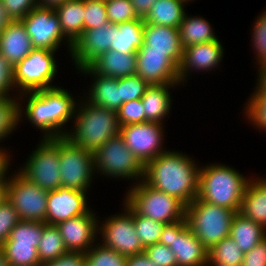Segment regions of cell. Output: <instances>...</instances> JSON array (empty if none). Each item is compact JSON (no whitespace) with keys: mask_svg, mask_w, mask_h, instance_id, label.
<instances>
[{"mask_svg":"<svg viewBox=\"0 0 266 266\" xmlns=\"http://www.w3.org/2000/svg\"><path fill=\"white\" fill-rule=\"evenodd\" d=\"M199 172L200 168L192 158L168 150L144 166L143 180L187 206L198 196Z\"/></svg>","mask_w":266,"mask_h":266,"instance_id":"obj_1","label":"cell"},{"mask_svg":"<svg viewBox=\"0 0 266 266\" xmlns=\"http://www.w3.org/2000/svg\"><path fill=\"white\" fill-rule=\"evenodd\" d=\"M27 94V104L23 111L21 109L22 104H19V121L25 114L29 122L44 132L43 138L64 137L66 133L63 126L72 117L74 118L77 106L71 93L56 86L50 89L22 93L18 99L24 98V95ZM63 130L64 132H62Z\"/></svg>","mask_w":266,"mask_h":266,"instance_id":"obj_2","label":"cell"},{"mask_svg":"<svg viewBox=\"0 0 266 266\" xmlns=\"http://www.w3.org/2000/svg\"><path fill=\"white\" fill-rule=\"evenodd\" d=\"M85 101L81 106H76L74 130L66 131L64 137L74 145L94 153L110 138L119 134L120 124L116 111Z\"/></svg>","mask_w":266,"mask_h":266,"instance_id":"obj_3","label":"cell"},{"mask_svg":"<svg viewBox=\"0 0 266 266\" xmlns=\"http://www.w3.org/2000/svg\"><path fill=\"white\" fill-rule=\"evenodd\" d=\"M250 179L232 167L210 164L200 168L198 198L208 203L239 212Z\"/></svg>","mask_w":266,"mask_h":266,"instance_id":"obj_4","label":"cell"},{"mask_svg":"<svg viewBox=\"0 0 266 266\" xmlns=\"http://www.w3.org/2000/svg\"><path fill=\"white\" fill-rule=\"evenodd\" d=\"M237 212L198 197L186 206L185 218L194 235L209 250L229 236L233 218Z\"/></svg>","mask_w":266,"mask_h":266,"instance_id":"obj_5","label":"cell"},{"mask_svg":"<svg viewBox=\"0 0 266 266\" xmlns=\"http://www.w3.org/2000/svg\"><path fill=\"white\" fill-rule=\"evenodd\" d=\"M139 182H134L133 188L125 194V201L139 215L164 224L185 219L186 206L180 200L155 189L144 180Z\"/></svg>","mask_w":266,"mask_h":266,"instance_id":"obj_6","label":"cell"},{"mask_svg":"<svg viewBox=\"0 0 266 266\" xmlns=\"http://www.w3.org/2000/svg\"><path fill=\"white\" fill-rule=\"evenodd\" d=\"M93 155L94 168L97 173L100 172L108 177H121L137 181L144 178V165L125 145L120 134L110 138Z\"/></svg>","mask_w":266,"mask_h":266,"instance_id":"obj_7","label":"cell"},{"mask_svg":"<svg viewBox=\"0 0 266 266\" xmlns=\"http://www.w3.org/2000/svg\"><path fill=\"white\" fill-rule=\"evenodd\" d=\"M59 167V137L42 138L19 173L43 190L53 191L61 186Z\"/></svg>","mask_w":266,"mask_h":266,"instance_id":"obj_8","label":"cell"},{"mask_svg":"<svg viewBox=\"0 0 266 266\" xmlns=\"http://www.w3.org/2000/svg\"><path fill=\"white\" fill-rule=\"evenodd\" d=\"M55 51L34 48L14 67V83L19 94L50 89L57 73Z\"/></svg>","mask_w":266,"mask_h":266,"instance_id":"obj_9","label":"cell"},{"mask_svg":"<svg viewBox=\"0 0 266 266\" xmlns=\"http://www.w3.org/2000/svg\"><path fill=\"white\" fill-rule=\"evenodd\" d=\"M61 186L87 192L95 174L92 152L59 137Z\"/></svg>","mask_w":266,"mask_h":266,"instance_id":"obj_10","label":"cell"},{"mask_svg":"<svg viewBox=\"0 0 266 266\" xmlns=\"http://www.w3.org/2000/svg\"><path fill=\"white\" fill-rule=\"evenodd\" d=\"M159 243L168 246L175 254L178 266H208V250L182 219L165 224Z\"/></svg>","mask_w":266,"mask_h":266,"instance_id":"obj_11","label":"cell"},{"mask_svg":"<svg viewBox=\"0 0 266 266\" xmlns=\"http://www.w3.org/2000/svg\"><path fill=\"white\" fill-rule=\"evenodd\" d=\"M16 173L8 177L7 199L21 220L45 222L48 191L33 184L19 172Z\"/></svg>","mask_w":266,"mask_h":266,"instance_id":"obj_12","label":"cell"},{"mask_svg":"<svg viewBox=\"0 0 266 266\" xmlns=\"http://www.w3.org/2000/svg\"><path fill=\"white\" fill-rule=\"evenodd\" d=\"M124 212L114 215L98 225L102 236V245L115 250L123 256L144 252V247L136 234L133 222V208L126 202Z\"/></svg>","mask_w":266,"mask_h":266,"instance_id":"obj_13","label":"cell"},{"mask_svg":"<svg viewBox=\"0 0 266 266\" xmlns=\"http://www.w3.org/2000/svg\"><path fill=\"white\" fill-rule=\"evenodd\" d=\"M21 21L35 48L57 51L64 38L71 53L73 44L65 38L54 8L37 5Z\"/></svg>","mask_w":266,"mask_h":266,"instance_id":"obj_14","label":"cell"},{"mask_svg":"<svg viewBox=\"0 0 266 266\" xmlns=\"http://www.w3.org/2000/svg\"><path fill=\"white\" fill-rule=\"evenodd\" d=\"M162 128H164L163 124L147 121L120 126L119 134L124 139L125 145L145 166L149 161L166 152L162 147L164 138Z\"/></svg>","mask_w":266,"mask_h":266,"instance_id":"obj_15","label":"cell"},{"mask_svg":"<svg viewBox=\"0 0 266 266\" xmlns=\"http://www.w3.org/2000/svg\"><path fill=\"white\" fill-rule=\"evenodd\" d=\"M86 193L88 192L62 186L48 191L45 223L57 225L59 222L87 214L90 207L87 205Z\"/></svg>","mask_w":266,"mask_h":266,"instance_id":"obj_16","label":"cell"},{"mask_svg":"<svg viewBox=\"0 0 266 266\" xmlns=\"http://www.w3.org/2000/svg\"><path fill=\"white\" fill-rule=\"evenodd\" d=\"M90 210L87 214L80 215L62 222L58 227L64 246L68 252L85 254L94 244L98 235V220Z\"/></svg>","mask_w":266,"mask_h":266,"instance_id":"obj_17","label":"cell"},{"mask_svg":"<svg viewBox=\"0 0 266 266\" xmlns=\"http://www.w3.org/2000/svg\"><path fill=\"white\" fill-rule=\"evenodd\" d=\"M113 24L107 23L100 28L83 31L81 36L74 42L71 57L76 68L88 66L101 54L110 50L113 43Z\"/></svg>","mask_w":266,"mask_h":266,"instance_id":"obj_18","label":"cell"},{"mask_svg":"<svg viewBox=\"0 0 266 266\" xmlns=\"http://www.w3.org/2000/svg\"><path fill=\"white\" fill-rule=\"evenodd\" d=\"M136 74L150 85L181 84L179 66L165 53L137 52Z\"/></svg>","mask_w":266,"mask_h":266,"instance_id":"obj_19","label":"cell"},{"mask_svg":"<svg viewBox=\"0 0 266 266\" xmlns=\"http://www.w3.org/2000/svg\"><path fill=\"white\" fill-rule=\"evenodd\" d=\"M143 46L137 52H157L167 54L178 66L181 63L183 47L179 28L145 24Z\"/></svg>","mask_w":266,"mask_h":266,"instance_id":"obj_20","label":"cell"},{"mask_svg":"<svg viewBox=\"0 0 266 266\" xmlns=\"http://www.w3.org/2000/svg\"><path fill=\"white\" fill-rule=\"evenodd\" d=\"M223 46L218 39L206 43L194 44L184 48L179 65V81L186 82L188 71H211L223 59ZM219 63V64H218ZM194 69V70H193Z\"/></svg>","mask_w":266,"mask_h":266,"instance_id":"obj_21","label":"cell"},{"mask_svg":"<svg viewBox=\"0 0 266 266\" xmlns=\"http://www.w3.org/2000/svg\"><path fill=\"white\" fill-rule=\"evenodd\" d=\"M34 48L21 20H12L0 34V53L14 67Z\"/></svg>","mask_w":266,"mask_h":266,"instance_id":"obj_22","label":"cell"},{"mask_svg":"<svg viewBox=\"0 0 266 266\" xmlns=\"http://www.w3.org/2000/svg\"><path fill=\"white\" fill-rule=\"evenodd\" d=\"M83 74L93 75L94 83L90 88L87 101L93 105L118 111L123 104L120 99V78H113L95 74L88 66L79 69ZM89 98V99H88Z\"/></svg>","mask_w":266,"mask_h":266,"instance_id":"obj_23","label":"cell"},{"mask_svg":"<svg viewBox=\"0 0 266 266\" xmlns=\"http://www.w3.org/2000/svg\"><path fill=\"white\" fill-rule=\"evenodd\" d=\"M88 67L101 76L122 78L136 74L137 58L135 53L109 50L92 61Z\"/></svg>","mask_w":266,"mask_h":266,"instance_id":"obj_24","label":"cell"},{"mask_svg":"<svg viewBox=\"0 0 266 266\" xmlns=\"http://www.w3.org/2000/svg\"><path fill=\"white\" fill-rule=\"evenodd\" d=\"M249 180L239 213L266 229V178Z\"/></svg>","mask_w":266,"mask_h":266,"instance_id":"obj_25","label":"cell"},{"mask_svg":"<svg viewBox=\"0 0 266 266\" xmlns=\"http://www.w3.org/2000/svg\"><path fill=\"white\" fill-rule=\"evenodd\" d=\"M179 84L150 85L141 98L145 112V122L163 124V119L169 114L172 99L169 88Z\"/></svg>","mask_w":266,"mask_h":266,"instance_id":"obj_26","label":"cell"},{"mask_svg":"<svg viewBox=\"0 0 266 266\" xmlns=\"http://www.w3.org/2000/svg\"><path fill=\"white\" fill-rule=\"evenodd\" d=\"M144 19L113 24L114 38L110 50L120 53H137L143 46Z\"/></svg>","mask_w":266,"mask_h":266,"instance_id":"obj_27","label":"cell"},{"mask_svg":"<svg viewBox=\"0 0 266 266\" xmlns=\"http://www.w3.org/2000/svg\"><path fill=\"white\" fill-rule=\"evenodd\" d=\"M54 10L64 36L74 44L84 31L85 0H69Z\"/></svg>","mask_w":266,"mask_h":266,"instance_id":"obj_28","label":"cell"},{"mask_svg":"<svg viewBox=\"0 0 266 266\" xmlns=\"http://www.w3.org/2000/svg\"><path fill=\"white\" fill-rule=\"evenodd\" d=\"M229 236L241 251L246 253L266 237V229L237 212L233 218Z\"/></svg>","mask_w":266,"mask_h":266,"instance_id":"obj_29","label":"cell"},{"mask_svg":"<svg viewBox=\"0 0 266 266\" xmlns=\"http://www.w3.org/2000/svg\"><path fill=\"white\" fill-rule=\"evenodd\" d=\"M184 4L181 0H157L145 16L144 23L179 28L186 14Z\"/></svg>","mask_w":266,"mask_h":266,"instance_id":"obj_30","label":"cell"},{"mask_svg":"<svg viewBox=\"0 0 266 266\" xmlns=\"http://www.w3.org/2000/svg\"><path fill=\"white\" fill-rule=\"evenodd\" d=\"M179 33L183 49L194 44L206 43L218 39L206 19L197 16L188 17L187 14H185L179 25Z\"/></svg>","mask_w":266,"mask_h":266,"instance_id":"obj_31","label":"cell"},{"mask_svg":"<svg viewBox=\"0 0 266 266\" xmlns=\"http://www.w3.org/2000/svg\"><path fill=\"white\" fill-rule=\"evenodd\" d=\"M243 258L244 253L236 242L228 236L208 250L207 264L212 266H241Z\"/></svg>","mask_w":266,"mask_h":266,"instance_id":"obj_32","label":"cell"},{"mask_svg":"<svg viewBox=\"0 0 266 266\" xmlns=\"http://www.w3.org/2000/svg\"><path fill=\"white\" fill-rule=\"evenodd\" d=\"M37 252L42 265L49 261H53L68 252L56 225L46 224L44 226Z\"/></svg>","mask_w":266,"mask_h":266,"instance_id":"obj_33","label":"cell"},{"mask_svg":"<svg viewBox=\"0 0 266 266\" xmlns=\"http://www.w3.org/2000/svg\"><path fill=\"white\" fill-rule=\"evenodd\" d=\"M45 222L20 220L11 230L10 236L5 243L34 245L38 248Z\"/></svg>","mask_w":266,"mask_h":266,"instance_id":"obj_34","label":"cell"},{"mask_svg":"<svg viewBox=\"0 0 266 266\" xmlns=\"http://www.w3.org/2000/svg\"><path fill=\"white\" fill-rule=\"evenodd\" d=\"M6 254L10 266H41L37 248L34 245L4 243L0 247Z\"/></svg>","mask_w":266,"mask_h":266,"instance_id":"obj_35","label":"cell"},{"mask_svg":"<svg viewBox=\"0 0 266 266\" xmlns=\"http://www.w3.org/2000/svg\"><path fill=\"white\" fill-rule=\"evenodd\" d=\"M97 245H93L84 254L85 266H126V256L101 243Z\"/></svg>","mask_w":266,"mask_h":266,"instance_id":"obj_36","label":"cell"},{"mask_svg":"<svg viewBox=\"0 0 266 266\" xmlns=\"http://www.w3.org/2000/svg\"><path fill=\"white\" fill-rule=\"evenodd\" d=\"M133 222L136 234L144 248L159 243L164 223L141 216L134 209Z\"/></svg>","mask_w":266,"mask_h":266,"instance_id":"obj_37","label":"cell"},{"mask_svg":"<svg viewBox=\"0 0 266 266\" xmlns=\"http://www.w3.org/2000/svg\"><path fill=\"white\" fill-rule=\"evenodd\" d=\"M19 101L13 97L0 98V141L11 134L18 125Z\"/></svg>","mask_w":266,"mask_h":266,"instance_id":"obj_38","label":"cell"},{"mask_svg":"<svg viewBox=\"0 0 266 266\" xmlns=\"http://www.w3.org/2000/svg\"><path fill=\"white\" fill-rule=\"evenodd\" d=\"M105 5L108 21L112 24H119L139 18L130 0H107Z\"/></svg>","mask_w":266,"mask_h":266,"instance_id":"obj_39","label":"cell"},{"mask_svg":"<svg viewBox=\"0 0 266 266\" xmlns=\"http://www.w3.org/2000/svg\"><path fill=\"white\" fill-rule=\"evenodd\" d=\"M250 100L246 103V112L248 120L256 127L266 131V94L260 91H254Z\"/></svg>","mask_w":266,"mask_h":266,"instance_id":"obj_40","label":"cell"},{"mask_svg":"<svg viewBox=\"0 0 266 266\" xmlns=\"http://www.w3.org/2000/svg\"><path fill=\"white\" fill-rule=\"evenodd\" d=\"M109 23L104 1L85 0L84 31Z\"/></svg>","mask_w":266,"mask_h":266,"instance_id":"obj_41","label":"cell"},{"mask_svg":"<svg viewBox=\"0 0 266 266\" xmlns=\"http://www.w3.org/2000/svg\"><path fill=\"white\" fill-rule=\"evenodd\" d=\"M150 84L139 75L120 78V99L123 103L141 99Z\"/></svg>","mask_w":266,"mask_h":266,"instance_id":"obj_42","label":"cell"},{"mask_svg":"<svg viewBox=\"0 0 266 266\" xmlns=\"http://www.w3.org/2000/svg\"><path fill=\"white\" fill-rule=\"evenodd\" d=\"M117 114L120 126L145 122L144 106L141 99L123 103Z\"/></svg>","mask_w":266,"mask_h":266,"instance_id":"obj_43","label":"cell"},{"mask_svg":"<svg viewBox=\"0 0 266 266\" xmlns=\"http://www.w3.org/2000/svg\"><path fill=\"white\" fill-rule=\"evenodd\" d=\"M20 220L12 203L5 199L0 204V247L7 241L11 230Z\"/></svg>","mask_w":266,"mask_h":266,"instance_id":"obj_44","label":"cell"},{"mask_svg":"<svg viewBox=\"0 0 266 266\" xmlns=\"http://www.w3.org/2000/svg\"><path fill=\"white\" fill-rule=\"evenodd\" d=\"M254 22L252 29L253 48L256 50V56L259 65L266 59V11H264Z\"/></svg>","mask_w":266,"mask_h":266,"instance_id":"obj_45","label":"cell"},{"mask_svg":"<svg viewBox=\"0 0 266 266\" xmlns=\"http://www.w3.org/2000/svg\"><path fill=\"white\" fill-rule=\"evenodd\" d=\"M145 254L159 266H178L174 252L166 245L156 243L144 248Z\"/></svg>","mask_w":266,"mask_h":266,"instance_id":"obj_46","label":"cell"},{"mask_svg":"<svg viewBox=\"0 0 266 266\" xmlns=\"http://www.w3.org/2000/svg\"><path fill=\"white\" fill-rule=\"evenodd\" d=\"M14 66L0 53V98L11 97L10 90H15Z\"/></svg>","mask_w":266,"mask_h":266,"instance_id":"obj_47","label":"cell"},{"mask_svg":"<svg viewBox=\"0 0 266 266\" xmlns=\"http://www.w3.org/2000/svg\"><path fill=\"white\" fill-rule=\"evenodd\" d=\"M2 3L12 20L23 19L37 6V0H2Z\"/></svg>","mask_w":266,"mask_h":266,"instance_id":"obj_48","label":"cell"},{"mask_svg":"<svg viewBox=\"0 0 266 266\" xmlns=\"http://www.w3.org/2000/svg\"><path fill=\"white\" fill-rule=\"evenodd\" d=\"M241 266H266V237L249 252L244 253Z\"/></svg>","mask_w":266,"mask_h":266,"instance_id":"obj_49","label":"cell"},{"mask_svg":"<svg viewBox=\"0 0 266 266\" xmlns=\"http://www.w3.org/2000/svg\"><path fill=\"white\" fill-rule=\"evenodd\" d=\"M41 266H85V256L80 252H67L61 257Z\"/></svg>","mask_w":266,"mask_h":266,"instance_id":"obj_50","label":"cell"},{"mask_svg":"<svg viewBox=\"0 0 266 266\" xmlns=\"http://www.w3.org/2000/svg\"><path fill=\"white\" fill-rule=\"evenodd\" d=\"M126 266H159L145 254V252L126 257Z\"/></svg>","mask_w":266,"mask_h":266,"instance_id":"obj_51","label":"cell"},{"mask_svg":"<svg viewBox=\"0 0 266 266\" xmlns=\"http://www.w3.org/2000/svg\"><path fill=\"white\" fill-rule=\"evenodd\" d=\"M130 1L134 7L137 16L144 19L145 16L149 13L152 5L157 0H130Z\"/></svg>","mask_w":266,"mask_h":266,"instance_id":"obj_52","label":"cell"},{"mask_svg":"<svg viewBox=\"0 0 266 266\" xmlns=\"http://www.w3.org/2000/svg\"><path fill=\"white\" fill-rule=\"evenodd\" d=\"M9 156V157H8ZM10 155L7 152L0 148V184H7V170L10 162Z\"/></svg>","mask_w":266,"mask_h":266,"instance_id":"obj_53","label":"cell"},{"mask_svg":"<svg viewBox=\"0 0 266 266\" xmlns=\"http://www.w3.org/2000/svg\"><path fill=\"white\" fill-rule=\"evenodd\" d=\"M259 78H257L256 91H260L262 94H266V68L262 66L258 67Z\"/></svg>","mask_w":266,"mask_h":266,"instance_id":"obj_54","label":"cell"},{"mask_svg":"<svg viewBox=\"0 0 266 266\" xmlns=\"http://www.w3.org/2000/svg\"><path fill=\"white\" fill-rule=\"evenodd\" d=\"M12 21L10 16L8 15L2 0H0V34L7 27V25Z\"/></svg>","mask_w":266,"mask_h":266,"instance_id":"obj_55","label":"cell"},{"mask_svg":"<svg viewBox=\"0 0 266 266\" xmlns=\"http://www.w3.org/2000/svg\"><path fill=\"white\" fill-rule=\"evenodd\" d=\"M69 0H37V5L42 7L55 8Z\"/></svg>","mask_w":266,"mask_h":266,"instance_id":"obj_56","label":"cell"},{"mask_svg":"<svg viewBox=\"0 0 266 266\" xmlns=\"http://www.w3.org/2000/svg\"><path fill=\"white\" fill-rule=\"evenodd\" d=\"M7 199V184H0V204Z\"/></svg>","mask_w":266,"mask_h":266,"instance_id":"obj_57","label":"cell"},{"mask_svg":"<svg viewBox=\"0 0 266 266\" xmlns=\"http://www.w3.org/2000/svg\"><path fill=\"white\" fill-rule=\"evenodd\" d=\"M0 266H10L7 258H6V254L4 253V251L0 248Z\"/></svg>","mask_w":266,"mask_h":266,"instance_id":"obj_58","label":"cell"},{"mask_svg":"<svg viewBox=\"0 0 266 266\" xmlns=\"http://www.w3.org/2000/svg\"><path fill=\"white\" fill-rule=\"evenodd\" d=\"M259 66H262L263 68H266V59Z\"/></svg>","mask_w":266,"mask_h":266,"instance_id":"obj_59","label":"cell"},{"mask_svg":"<svg viewBox=\"0 0 266 266\" xmlns=\"http://www.w3.org/2000/svg\"><path fill=\"white\" fill-rule=\"evenodd\" d=\"M183 1L184 3H188L189 1H192V0H181Z\"/></svg>","mask_w":266,"mask_h":266,"instance_id":"obj_60","label":"cell"}]
</instances>
